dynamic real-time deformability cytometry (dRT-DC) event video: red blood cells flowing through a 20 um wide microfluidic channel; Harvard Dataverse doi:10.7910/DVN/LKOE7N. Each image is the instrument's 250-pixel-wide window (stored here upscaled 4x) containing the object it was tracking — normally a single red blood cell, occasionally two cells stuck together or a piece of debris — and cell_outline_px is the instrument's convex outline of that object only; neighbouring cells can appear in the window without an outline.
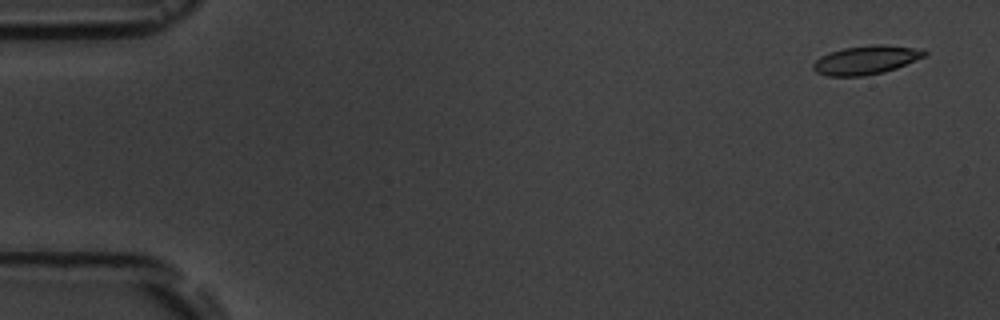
{"species": "common noctule bat (a hibernating species)", "species_latin": "Nyctalus noctula", "temperature_condition": "room temperature", "stored_images_in_passage": 5, "camera_frame_rate_fps": 3000, "um_per_image_px": 0.085, "animal": {"sex": "male", "body_mass_g": 19.5, "forearm_length_mm": 54.6}, "frame": {"image": 1, "passage_image": 1, "time_ms": 0.0, "image_size_px": [1000, 320], "cell_outline_px": [[928, 52], [924, 56], [896, 68], [884, 72], [864, 76], [828, 76], [816, 72], [812, 68], [812, 64], [820, 56], [844, 48], [872, 44], [880, 44], [924, 48]], "centroid_in_image_um": [73.63, 5.09], "position_along_channel_um": 11.4, "area_um2": 18.67}}
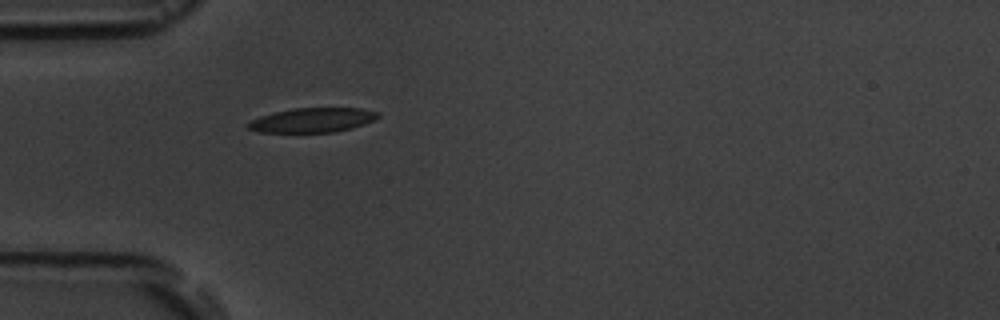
{"frame": {"image": 2, "passage_image": 5, "time_ms": 4.667, "image_size_px": [1000, 320], "cell_outline_px": [[380, 116], [376, 120], [352, 128], [336, 132], [256, 132], [248, 128], [244, 124], [260, 116], [292, 108], [360, 108], [380, 112]], "centroid_in_image_um": [26.58, 10.21], "position_along_channel_um": 58.4, "area_um2": 18.67}}